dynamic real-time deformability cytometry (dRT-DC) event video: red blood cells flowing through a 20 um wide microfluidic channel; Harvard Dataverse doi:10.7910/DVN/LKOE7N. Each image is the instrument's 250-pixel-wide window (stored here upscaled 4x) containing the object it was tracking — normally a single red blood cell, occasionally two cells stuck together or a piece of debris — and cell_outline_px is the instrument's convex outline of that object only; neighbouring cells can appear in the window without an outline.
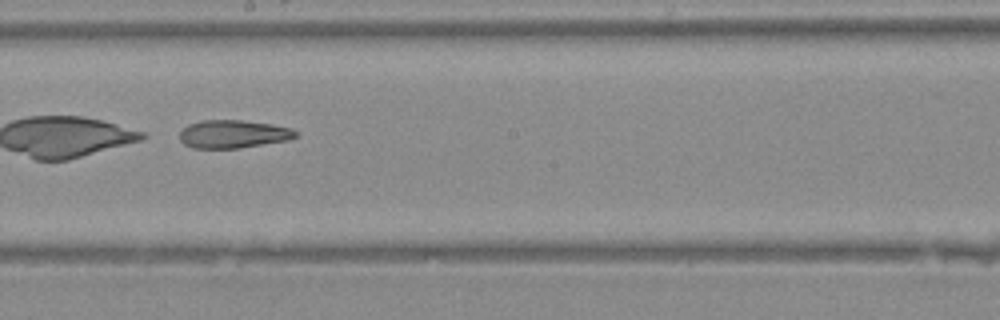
{"species": "Egyptian fruit bat (a non-hibernating species)", "species_latin": "Rousettus aegyptiacus", "temperature_condition": "warm", "stored_images_in_passage": 29, "camera_frame_rate_fps": 3000, "um_per_image_px": 0.085, "animal": {"sex": "female"}, "frame": {"image": 1, "passage_image": 13, "time_ms": 4.0, "image_size_px": [1000, 320], "cell_outline_px": [[296, 136], [288, 140], [236, 148], [192, 148], [184, 144], [180, 140], [180, 132], [188, 124], [200, 120], [244, 120], [272, 124], [292, 128], [296, 132]], "centroid_in_image_um": [19.79, 11.38], "position_along_channel_um": 228.4, "area_um2": 18.9}}
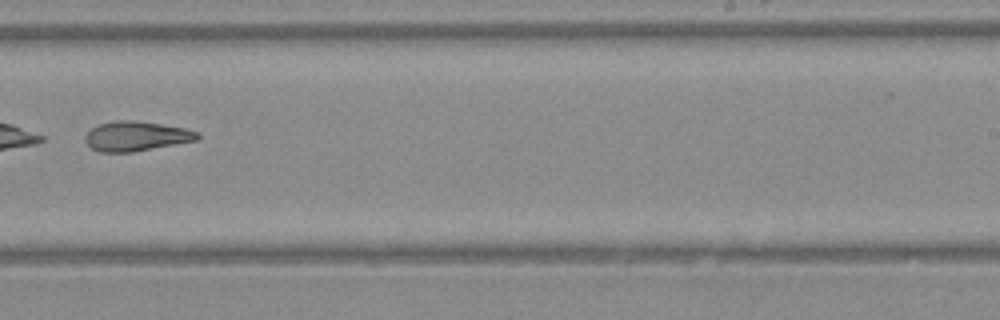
{"frame": {"image": 2, "passage_image": 16, "time_ms": 5.0, "image_size_px": [1000, 320], "cell_outline_px": [[200, 136], [196, 140], [132, 152], [100, 152], [92, 148], [84, 140], [84, 136], [92, 128], [100, 124], [116, 120], [132, 120], [160, 124], [184, 128], [200, 132]], "centroid_in_image_um": [11.56, 11.57], "position_along_channel_um": 277.4, "area_um2": 19.19}}